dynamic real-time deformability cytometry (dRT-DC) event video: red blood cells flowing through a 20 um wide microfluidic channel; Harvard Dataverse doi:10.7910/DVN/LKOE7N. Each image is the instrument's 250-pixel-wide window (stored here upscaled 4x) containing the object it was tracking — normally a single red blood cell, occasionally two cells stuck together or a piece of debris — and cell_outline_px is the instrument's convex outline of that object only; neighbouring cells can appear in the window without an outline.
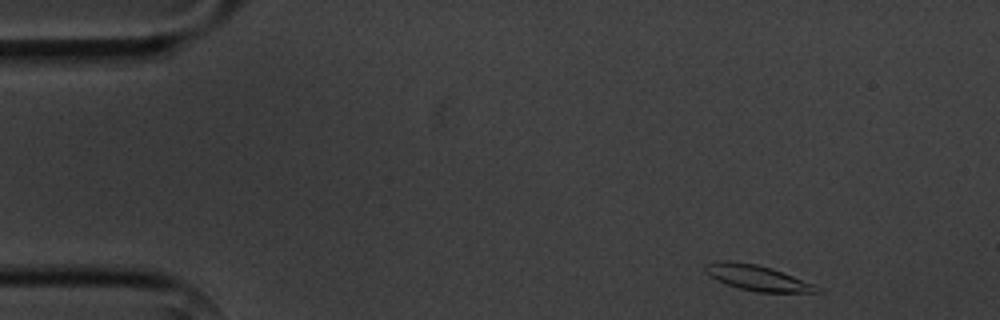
{"species": "common noctule bat (a hibernating species)", "species_latin": "Nyctalus noctula", "temperature_condition": "cold", "stored_images_in_passage": 3, "camera_frame_rate_fps": 3000, "um_per_image_px": 0.085, "animal": {"sex": "male", "body_mass_g": 20.1, "forearm_length_mm": 53.5}, "frame": {"image": 1, "passage_image": 1, "time_ms": 0.0, "image_size_px": [1000, 320], "cell_outline_px": [[824, 292], [756, 292], [740, 288], [716, 280], [704, 272], [704, 264], [720, 260], [732, 260], [756, 264], [772, 268], [812, 284], [820, 288]], "centroid_in_image_um": [64.3, 23.6], "position_along_channel_um": 20.7, "area_um2": 16.47}}